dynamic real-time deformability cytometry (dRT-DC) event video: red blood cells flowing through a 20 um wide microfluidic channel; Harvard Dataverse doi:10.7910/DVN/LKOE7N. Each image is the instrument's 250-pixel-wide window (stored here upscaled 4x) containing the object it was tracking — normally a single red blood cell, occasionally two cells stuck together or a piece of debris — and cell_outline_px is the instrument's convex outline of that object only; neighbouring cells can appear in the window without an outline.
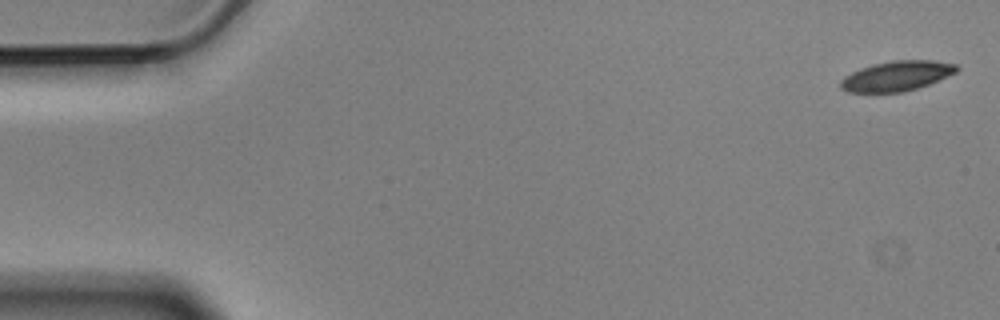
{"species": "Egyptian fruit bat (a non-hibernating species)", "species_latin": "Rousettus aegyptiacus", "temperature_condition": "cold", "stored_images_in_passage": 3, "camera_frame_rate_fps": 3000, "um_per_image_px": 0.085, "animal": {"sex": "male"}, "frame": {"image": 1, "passage_image": 1, "time_ms": 0.0, "image_size_px": [1000, 320], "cell_outline_px": [[960, 68], [956, 72], [928, 84], [904, 92], [848, 92], [840, 88], [840, 80], [844, 76], [860, 68], [872, 64], [892, 60], [932, 60], [956, 64]], "centroid_in_image_um": [76.19, 6.45], "position_along_channel_um": 8.8, "area_um2": 20.23}}